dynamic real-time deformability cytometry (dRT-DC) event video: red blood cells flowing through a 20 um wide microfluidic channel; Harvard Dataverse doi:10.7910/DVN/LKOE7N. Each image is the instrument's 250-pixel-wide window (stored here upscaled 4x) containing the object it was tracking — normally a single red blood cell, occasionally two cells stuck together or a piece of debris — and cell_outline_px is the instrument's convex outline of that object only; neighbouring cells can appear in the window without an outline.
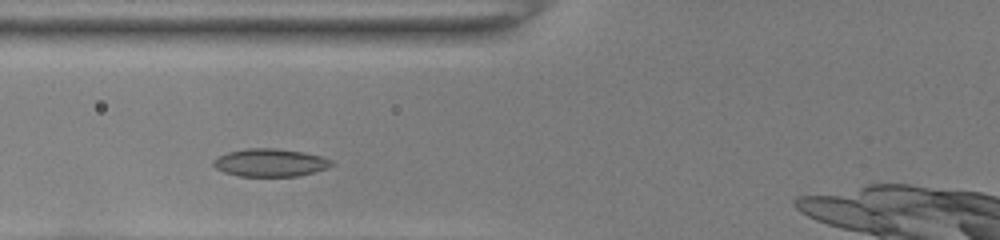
{"species": "common noctule bat (a hibernating species)", "species_latin": "Nyctalus noctula", "temperature_condition": "room temperature", "stored_images_in_passage": 29, "camera_frame_rate_fps": 3000, "um_per_image_px": 0.085, "animal": {"sex": "female", "body_mass_g": 22.0, "forearm_length_mm": 56.7}, "frame": {"image": 1, "passage_image": 5, "time_ms": 1.333, "image_size_px": [1000, 240], "cell_outline_px": [[332, 164], [328, 168], [296, 176], [240, 176], [224, 172], [216, 168], [212, 164], [212, 160], [228, 152], [248, 148], [276, 148], [300, 152], [320, 156], [332, 160]], "centroid_in_image_um": [22.93, 13.82], "position_along_channel_um": 102.9, "area_um2": 18.9}}
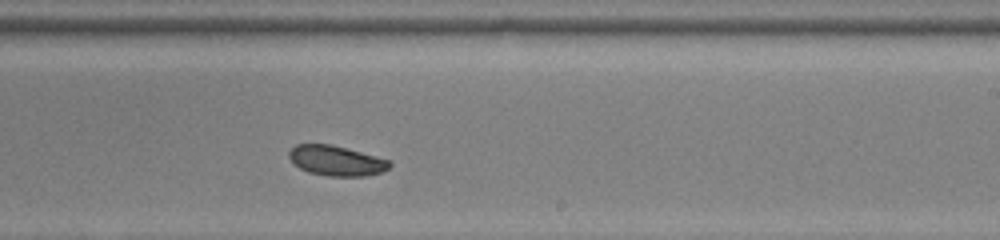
{"frame": {"image": 2, "passage_image": 17, "time_ms": 5.333, "image_size_px": [1000, 240], "cell_outline_px": [[392, 164], [388, 168], [380, 172], [364, 176], [328, 176], [308, 172], [300, 168], [288, 156], [288, 152], [296, 144], [328, 144], [392, 160]], "centroid_in_image_um": [28.59, 13.66], "position_along_channel_um": 260.4, "area_um2": 17.4}}
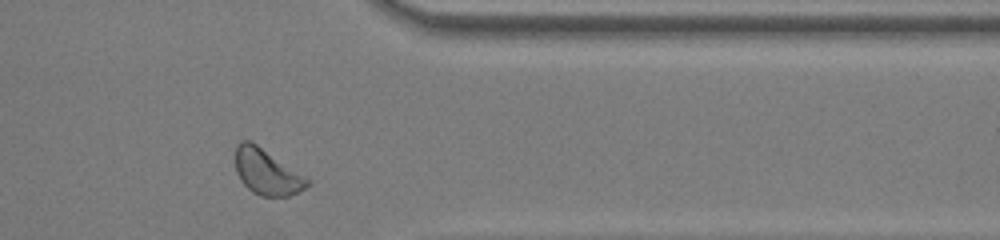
{"frame": {"image": 3, "passage_image": 27, "time_ms": 8.667, "image_size_px": [1000, 240], "cell_outline_px": [[308, 184], [304, 188], [288, 196], [260, 196], [252, 192], [240, 180], [236, 172], [236, 144], [240, 140], [248, 140], [256, 144], [308, 180]], "centroid_in_image_um": [22.59, 14.62], "position_along_channel_um": 388.8, "area_um2": 18.38}, "authors_computed_cell_mechanics": {"area_um2": 18.0336, "velocity_mm_per_s": 3.9555, "shape_relaxation_time_tau1_ms": 3.2252, "shape_relaxation_time_tau2_ms": null, "deformation_change_tau1": 0.0805, "deformation_change_tau2": null}}